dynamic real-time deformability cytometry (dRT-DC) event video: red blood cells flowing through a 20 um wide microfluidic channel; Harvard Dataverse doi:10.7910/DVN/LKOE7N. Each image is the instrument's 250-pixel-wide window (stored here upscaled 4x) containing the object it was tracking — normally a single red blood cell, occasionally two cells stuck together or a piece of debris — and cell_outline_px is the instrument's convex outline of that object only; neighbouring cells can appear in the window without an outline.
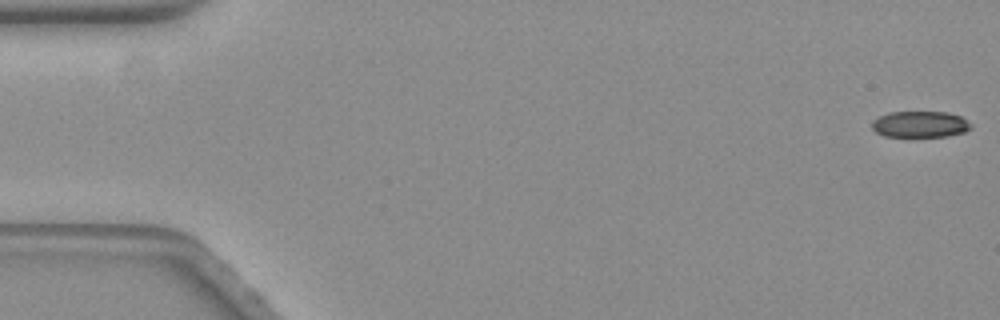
{"species": "common noctule bat (a hibernating species)", "species_latin": "Nyctalus noctula", "temperature_condition": "warm", "stored_images_in_passage": 6, "camera_frame_rate_fps": 3000, "um_per_image_px": 0.085, "animal": {"sex": "female", "body_mass_g": 19.3, "forearm_length_mm": 54.1}, "frame": {"image": 1, "passage_image": 1, "time_ms": 0.0, "image_size_px": [1000, 320], "cell_outline_px": [[972, 128], [964, 132], [944, 136], [884, 136], [876, 132], [872, 128], [872, 120], [888, 112], [948, 112], [960, 116], [972, 124]], "centroid_in_image_um": [78.2, 10.55], "position_along_channel_um": 6.8, "area_um2": 15.09}}